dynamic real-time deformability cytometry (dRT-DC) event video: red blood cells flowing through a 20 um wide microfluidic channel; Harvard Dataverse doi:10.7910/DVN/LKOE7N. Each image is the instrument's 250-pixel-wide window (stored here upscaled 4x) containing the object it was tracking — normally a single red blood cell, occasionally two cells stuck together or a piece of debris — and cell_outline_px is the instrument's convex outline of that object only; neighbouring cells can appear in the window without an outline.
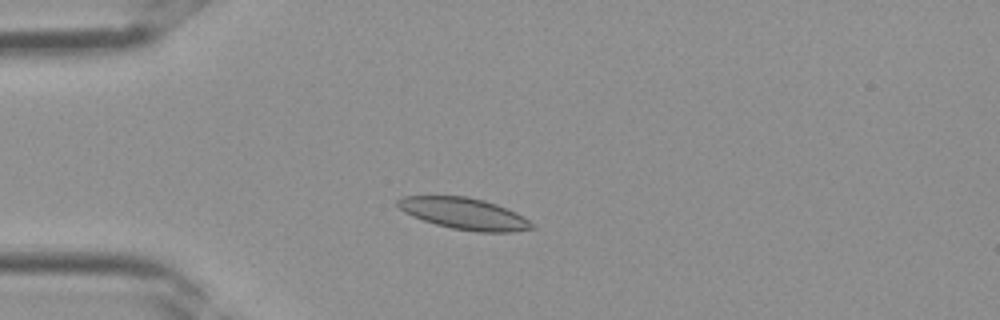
{"species": "Egyptian fruit bat (a non-hibernating species)", "species_latin": "Rousettus aegyptiacus", "temperature_condition": "room temperature", "stored_images_in_passage": 2, "camera_frame_rate_fps": 3000, "um_per_image_px": 0.085, "frame": {"image": 1, "passage_image": 2, "time_ms": 0.333, "image_size_px": [1000, 320], "cell_outline_px": [[536, 228], [512, 232], [476, 232], [452, 228], [436, 224], [412, 216], [404, 212], [396, 204], [396, 200], [404, 196], [468, 196], [484, 200], [496, 204], [516, 212], [524, 216]], "centroid_in_image_um": [39.47, 18.16], "position_along_channel_um": 45.5, "area_um2": 24.62}}